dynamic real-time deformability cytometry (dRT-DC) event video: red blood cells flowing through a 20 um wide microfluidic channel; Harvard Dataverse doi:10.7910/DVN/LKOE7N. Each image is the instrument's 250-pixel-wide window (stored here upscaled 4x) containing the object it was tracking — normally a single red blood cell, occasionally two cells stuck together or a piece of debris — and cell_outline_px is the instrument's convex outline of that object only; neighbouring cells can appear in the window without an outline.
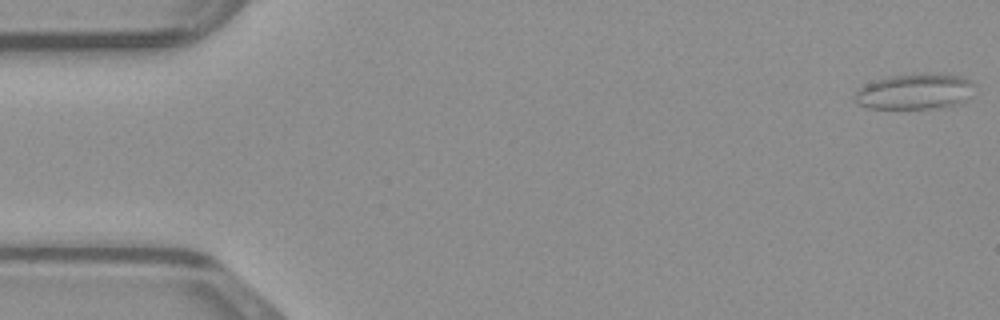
{"species": "common noctule bat (a hibernating species)", "species_latin": "Nyctalus noctula", "temperature_condition": "warm", "stored_images_in_passage": 49, "camera_frame_rate_fps": 3000, "um_per_image_px": 0.085, "animal": {"sex": "male", "body_mass_g": 23.1, "forearm_length_mm": 52.7}, "frame": {"image": 1, "passage_image": 1, "time_ms": 0.0, "image_size_px": [1000, 320], "cell_outline_px": [[976, 84], [964, 104], [940, 108], [864, 108], [852, 100], [852, 96], [856, 88], [864, 84], [888, 76], [916, 72], [932, 72], [964, 76], [972, 80]], "centroid_in_image_um": [77.76, 7.76], "position_along_channel_um": 7.2, "area_um2": 26.07}}
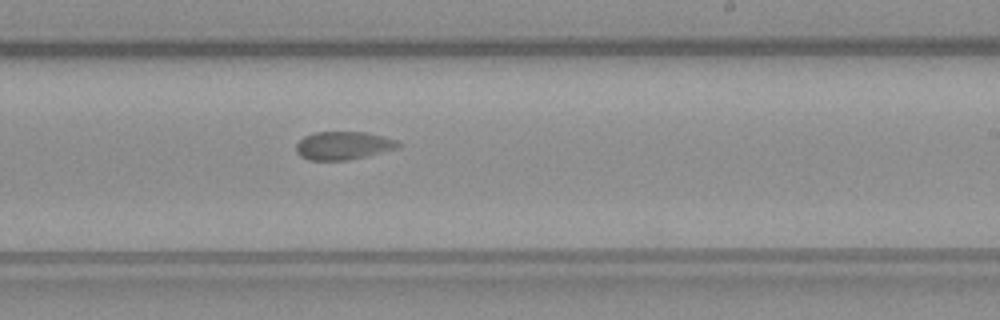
{"frame": {"image": 2, "passage_image": 29, "time_ms": 9.333, "image_size_px": [1000, 320], "cell_outline_px": [[404, 144], [400, 148], [368, 156], [348, 160], [308, 160], [300, 156], [296, 152], [296, 144], [304, 136], [316, 132], [368, 132], [384, 136], [396, 140]], "centroid_in_image_um": [29.23, 12.37], "position_along_channel_um": 259.8, "area_um2": 17.05}}
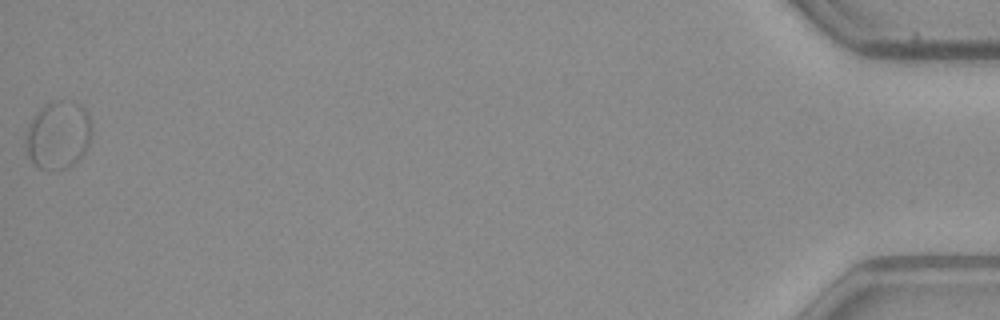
{"frame": {"image": 3, "passage_image": 49, "time_ms": 16.0, "image_size_px": [1000, 320], "cell_outline_px": [[92, 132], [88, 144], [84, 152], [72, 164], [64, 168], [52, 172], [36, 168], [28, 156], [24, 140], [24, 132], [28, 124], [36, 112], [44, 104], [52, 100], [72, 100], [80, 104], [84, 108], [88, 116], [92, 128]], "centroid_in_image_um": [4.89, 11.47], "position_along_channel_um": 430.3, "area_um2": 26.76}}